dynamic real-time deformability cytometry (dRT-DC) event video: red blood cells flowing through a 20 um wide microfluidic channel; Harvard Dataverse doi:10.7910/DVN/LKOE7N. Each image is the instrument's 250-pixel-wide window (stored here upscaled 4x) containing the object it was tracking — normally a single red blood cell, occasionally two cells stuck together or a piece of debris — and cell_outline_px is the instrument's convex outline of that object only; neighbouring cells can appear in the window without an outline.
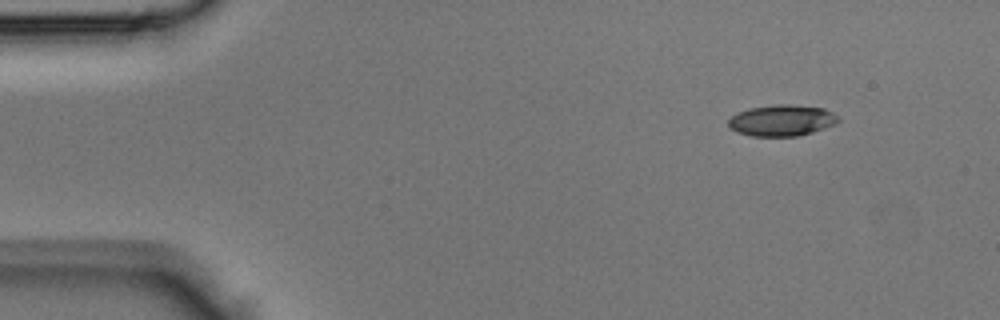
{"species": "Egyptian fruit bat (a non-hibernating species)", "species_latin": "Rousettus aegyptiacus", "temperature_condition": "room temperature", "stored_images_in_passage": 43, "camera_frame_rate_fps": 3000, "um_per_image_px": 0.085, "animal": {"sex": "male"}, "frame": {"image": 1, "passage_image": 4, "time_ms": 1.0, "image_size_px": [1000, 320], "cell_outline_px": [[840, 120], [836, 124], [812, 132], [796, 136], [752, 136], [736, 132], [728, 124], [728, 120], [736, 112], [748, 108], [776, 104], [788, 104], [824, 108], [832, 112]], "centroid_in_image_um": [66.44, 10.23], "position_along_channel_um": 18.6, "area_um2": 20.0}}
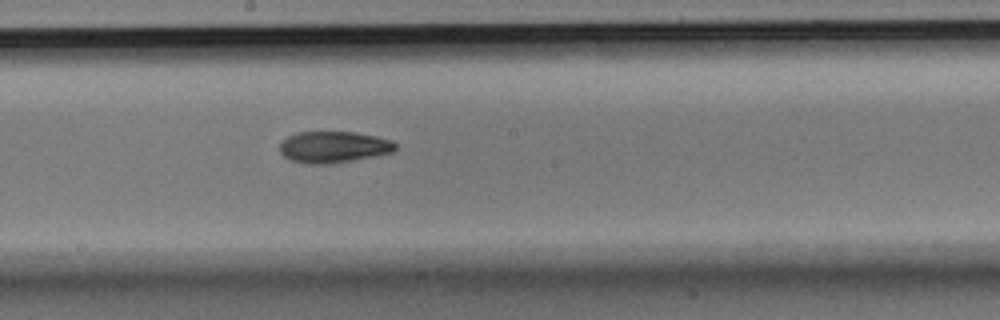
{"frame": {"image": 2, "passage_image": 23, "time_ms": 7.333, "image_size_px": [1000, 320], "cell_outline_px": [[396, 148], [392, 152], [372, 156], [328, 164], [308, 164], [292, 160], [284, 156], [280, 152], [280, 144], [288, 136], [296, 132], [356, 132], [376, 136], [392, 140], [396, 144]], "centroid_in_image_um": [28.34, 12.48], "position_along_channel_um": 219.9, "area_um2": 20.98}}
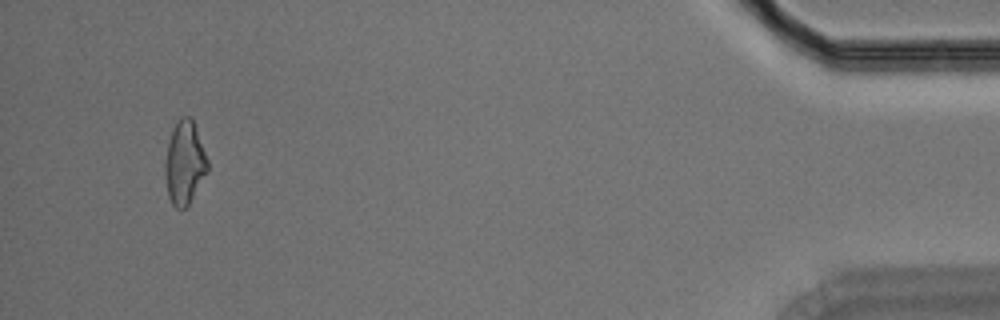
{"frame": {"image": 3, "passage_image": 41, "time_ms": 13.333, "image_size_px": [1000, 320], "cell_outline_px": [[208, 172], [188, 204], [184, 208], [176, 208], [172, 204], [168, 196], [164, 176], [164, 164], [168, 140], [172, 128], [176, 120], [180, 116], [188, 116], [192, 120], [208, 160]], "centroid_in_image_um": [15.66, 13.83], "position_along_channel_um": 419.5, "area_um2": 20.69}}